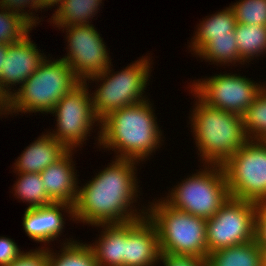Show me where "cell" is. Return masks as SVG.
Instances as JSON below:
<instances>
[{
	"instance_id": "1",
	"label": "cell",
	"mask_w": 266,
	"mask_h": 266,
	"mask_svg": "<svg viewBox=\"0 0 266 266\" xmlns=\"http://www.w3.org/2000/svg\"><path fill=\"white\" fill-rule=\"evenodd\" d=\"M136 163V160L116 158L92 180L78 188L73 205V221L75 219L97 226L129 223L146 216L145 209L138 213L130 206L135 203L139 192Z\"/></svg>"
},
{
	"instance_id": "2",
	"label": "cell",
	"mask_w": 266,
	"mask_h": 266,
	"mask_svg": "<svg viewBox=\"0 0 266 266\" xmlns=\"http://www.w3.org/2000/svg\"><path fill=\"white\" fill-rule=\"evenodd\" d=\"M150 101L112 111L100 121L98 142L112 148L117 159L143 161L160 147L161 130ZM155 117V118H154Z\"/></svg>"
},
{
	"instance_id": "3",
	"label": "cell",
	"mask_w": 266,
	"mask_h": 266,
	"mask_svg": "<svg viewBox=\"0 0 266 266\" xmlns=\"http://www.w3.org/2000/svg\"><path fill=\"white\" fill-rule=\"evenodd\" d=\"M191 115V127L199 154L207 165L222 166L248 141L242 116L211 107L199 98Z\"/></svg>"
},
{
	"instance_id": "4",
	"label": "cell",
	"mask_w": 266,
	"mask_h": 266,
	"mask_svg": "<svg viewBox=\"0 0 266 266\" xmlns=\"http://www.w3.org/2000/svg\"><path fill=\"white\" fill-rule=\"evenodd\" d=\"M81 81L69 64L62 60L45 59L38 69L5 102V114L50 113L57 102Z\"/></svg>"
},
{
	"instance_id": "5",
	"label": "cell",
	"mask_w": 266,
	"mask_h": 266,
	"mask_svg": "<svg viewBox=\"0 0 266 266\" xmlns=\"http://www.w3.org/2000/svg\"><path fill=\"white\" fill-rule=\"evenodd\" d=\"M149 207L146 217L157 229L161 254L207 259V219L175 209L164 200Z\"/></svg>"
},
{
	"instance_id": "6",
	"label": "cell",
	"mask_w": 266,
	"mask_h": 266,
	"mask_svg": "<svg viewBox=\"0 0 266 266\" xmlns=\"http://www.w3.org/2000/svg\"><path fill=\"white\" fill-rule=\"evenodd\" d=\"M147 57L142 56L120 72L112 73L109 67L84 81L103 82L99 84L101 86H98L96 92L91 94L92 107L100 121L112 111L147 100V97L145 99L143 96L151 74V62Z\"/></svg>"
},
{
	"instance_id": "7",
	"label": "cell",
	"mask_w": 266,
	"mask_h": 266,
	"mask_svg": "<svg viewBox=\"0 0 266 266\" xmlns=\"http://www.w3.org/2000/svg\"><path fill=\"white\" fill-rule=\"evenodd\" d=\"M230 197L222 166L205 165L204 170L176 185L164 201L175 209L209 219Z\"/></svg>"
},
{
	"instance_id": "8",
	"label": "cell",
	"mask_w": 266,
	"mask_h": 266,
	"mask_svg": "<svg viewBox=\"0 0 266 266\" xmlns=\"http://www.w3.org/2000/svg\"><path fill=\"white\" fill-rule=\"evenodd\" d=\"M231 198L266 203V143L249 140L223 165Z\"/></svg>"
},
{
	"instance_id": "9",
	"label": "cell",
	"mask_w": 266,
	"mask_h": 266,
	"mask_svg": "<svg viewBox=\"0 0 266 266\" xmlns=\"http://www.w3.org/2000/svg\"><path fill=\"white\" fill-rule=\"evenodd\" d=\"M257 203L235 198L206 221L207 256L217 250L256 239Z\"/></svg>"
},
{
	"instance_id": "10",
	"label": "cell",
	"mask_w": 266,
	"mask_h": 266,
	"mask_svg": "<svg viewBox=\"0 0 266 266\" xmlns=\"http://www.w3.org/2000/svg\"><path fill=\"white\" fill-rule=\"evenodd\" d=\"M86 82H80L70 92H67L54 106L51 114L55 113L57 128L53 133L54 139L63 144L68 150L83 145L95 122L100 120L95 116L91 94ZM92 126V127H91Z\"/></svg>"
},
{
	"instance_id": "11",
	"label": "cell",
	"mask_w": 266,
	"mask_h": 266,
	"mask_svg": "<svg viewBox=\"0 0 266 266\" xmlns=\"http://www.w3.org/2000/svg\"><path fill=\"white\" fill-rule=\"evenodd\" d=\"M191 87L195 98L206 105L242 116L264 85L255 84L246 76L225 73L198 80Z\"/></svg>"
},
{
	"instance_id": "12",
	"label": "cell",
	"mask_w": 266,
	"mask_h": 266,
	"mask_svg": "<svg viewBox=\"0 0 266 266\" xmlns=\"http://www.w3.org/2000/svg\"><path fill=\"white\" fill-rule=\"evenodd\" d=\"M65 29L69 50L67 56L61 59L69 64L81 82L112 66L104 41L92 24L73 25Z\"/></svg>"
},
{
	"instance_id": "13",
	"label": "cell",
	"mask_w": 266,
	"mask_h": 266,
	"mask_svg": "<svg viewBox=\"0 0 266 266\" xmlns=\"http://www.w3.org/2000/svg\"><path fill=\"white\" fill-rule=\"evenodd\" d=\"M40 53L29 34L8 44L0 73V96L6 102L13 94L11 86H20L38 69L46 55ZM17 83V84H16Z\"/></svg>"
},
{
	"instance_id": "14",
	"label": "cell",
	"mask_w": 266,
	"mask_h": 266,
	"mask_svg": "<svg viewBox=\"0 0 266 266\" xmlns=\"http://www.w3.org/2000/svg\"><path fill=\"white\" fill-rule=\"evenodd\" d=\"M160 256L157 229L146 216L125 223V266H154Z\"/></svg>"
},
{
	"instance_id": "15",
	"label": "cell",
	"mask_w": 266,
	"mask_h": 266,
	"mask_svg": "<svg viewBox=\"0 0 266 266\" xmlns=\"http://www.w3.org/2000/svg\"><path fill=\"white\" fill-rule=\"evenodd\" d=\"M62 210L73 217V205L52 203L43 207L25 209L23 227L29 238L45 244L54 241L62 233L65 221Z\"/></svg>"
},
{
	"instance_id": "16",
	"label": "cell",
	"mask_w": 266,
	"mask_h": 266,
	"mask_svg": "<svg viewBox=\"0 0 266 266\" xmlns=\"http://www.w3.org/2000/svg\"><path fill=\"white\" fill-rule=\"evenodd\" d=\"M72 153V150H68L40 173L48 198L53 203L74 205L76 202L80 186L77 185Z\"/></svg>"
},
{
	"instance_id": "17",
	"label": "cell",
	"mask_w": 266,
	"mask_h": 266,
	"mask_svg": "<svg viewBox=\"0 0 266 266\" xmlns=\"http://www.w3.org/2000/svg\"><path fill=\"white\" fill-rule=\"evenodd\" d=\"M68 149L50 134H43L24 149L15 164L17 173H41L60 159Z\"/></svg>"
},
{
	"instance_id": "18",
	"label": "cell",
	"mask_w": 266,
	"mask_h": 266,
	"mask_svg": "<svg viewBox=\"0 0 266 266\" xmlns=\"http://www.w3.org/2000/svg\"><path fill=\"white\" fill-rule=\"evenodd\" d=\"M104 228L96 244H91L97 266H125V223L97 225Z\"/></svg>"
},
{
	"instance_id": "19",
	"label": "cell",
	"mask_w": 266,
	"mask_h": 266,
	"mask_svg": "<svg viewBox=\"0 0 266 266\" xmlns=\"http://www.w3.org/2000/svg\"><path fill=\"white\" fill-rule=\"evenodd\" d=\"M236 25L235 14L230 6L208 16L199 24L190 51L193 50L197 55L214 37H235Z\"/></svg>"
},
{
	"instance_id": "20",
	"label": "cell",
	"mask_w": 266,
	"mask_h": 266,
	"mask_svg": "<svg viewBox=\"0 0 266 266\" xmlns=\"http://www.w3.org/2000/svg\"><path fill=\"white\" fill-rule=\"evenodd\" d=\"M208 266H265L264 252L257 240L209 253Z\"/></svg>"
},
{
	"instance_id": "21",
	"label": "cell",
	"mask_w": 266,
	"mask_h": 266,
	"mask_svg": "<svg viewBox=\"0 0 266 266\" xmlns=\"http://www.w3.org/2000/svg\"><path fill=\"white\" fill-rule=\"evenodd\" d=\"M102 0H62L51 17L56 27L64 28L73 25L90 24V18L98 12ZM53 18V19H52ZM53 20V21H52Z\"/></svg>"
},
{
	"instance_id": "22",
	"label": "cell",
	"mask_w": 266,
	"mask_h": 266,
	"mask_svg": "<svg viewBox=\"0 0 266 266\" xmlns=\"http://www.w3.org/2000/svg\"><path fill=\"white\" fill-rule=\"evenodd\" d=\"M234 35L244 63L266 53V26L237 23Z\"/></svg>"
},
{
	"instance_id": "23",
	"label": "cell",
	"mask_w": 266,
	"mask_h": 266,
	"mask_svg": "<svg viewBox=\"0 0 266 266\" xmlns=\"http://www.w3.org/2000/svg\"><path fill=\"white\" fill-rule=\"evenodd\" d=\"M47 248V266H97L94 252L90 244L71 240L63 244L61 254L52 253Z\"/></svg>"
},
{
	"instance_id": "24",
	"label": "cell",
	"mask_w": 266,
	"mask_h": 266,
	"mask_svg": "<svg viewBox=\"0 0 266 266\" xmlns=\"http://www.w3.org/2000/svg\"><path fill=\"white\" fill-rule=\"evenodd\" d=\"M17 174L19 178L14 184V196L29 202L28 208L43 207L53 203L48 198L40 173Z\"/></svg>"
},
{
	"instance_id": "25",
	"label": "cell",
	"mask_w": 266,
	"mask_h": 266,
	"mask_svg": "<svg viewBox=\"0 0 266 266\" xmlns=\"http://www.w3.org/2000/svg\"><path fill=\"white\" fill-rule=\"evenodd\" d=\"M244 130L249 140L266 139V87L257 94L242 115Z\"/></svg>"
},
{
	"instance_id": "26",
	"label": "cell",
	"mask_w": 266,
	"mask_h": 266,
	"mask_svg": "<svg viewBox=\"0 0 266 266\" xmlns=\"http://www.w3.org/2000/svg\"><path fill=\"white\" fill-rule=\"evenodd\" d=\"M200 58L214 63L228 64L239 62L244 65L240 58L235 37H214L198 54ZM243 62V63H242Z\"/></svg>"
},
{
	"instance_id": "27",
	"label": "cell",
	"mask_w": 266,
	"mask_h": 266,
	"mask_svg": "<svg viewBox=\"0 0 266 266\" xmlns=\"http://www.w3.org/2000/svg\"><path fill=\"white\" fill-rule=\"evenodd\" d=\"M32 28L19 14L0 7V43H16L29 34Z\"/></svg>"
},
{
	"instance_id": "28",
	"label": "cell",
	"mask_w": 266,
	"mask_h": 266,
	"mask_svg": "<svg viewBox=\"0 0 266 266\" xmlns=\"http://www.w3.org/2000/svg\"><path fill=\"white\" fill-rule=\"evenodd\" d=\"M230 7L237 23L266 26V0H240Z\"/></svg>"
},
{
	"instance_id": "29",
	"label": "cell",
	"mask_w": 266,
	"mask_h": 266,
	"mask_svg": "<svg viewBox=\"0 0 266 266\" xmlns=\"http://www.w3.org/2000/svg\"><path fill=\"white\" fill-rule=\"evenodd\" d=\"M0 7H3L12 13L19 14L23 19H25L32 27L36 26L39 22V17L36 18L34 13L24 12L25 7H31V9H35L37 11L40 9V0H0ZM37 9V10H36ZM23 10V12H22Z\"/></svg>"
},
{
	"instance_id": "30",
	"label": "cell",
	"mask_w": 266,
	"mask_h": 266,
	"mask_svg": "<svg viewBox=\"0 0 266 266\" xmlns=\"http://www.w3.org/2000/svg\"><path fill=\"white\" fill-rule=\"evenodd\" d=\"M42 248L24 252L19 258L7 266H47V247Z\"/></svg>"
},
{
	"instance_id": "31",
	"label": "cell",
	"mask_w": 266,
	"mask_h": 266,
	"mask_svg": "<svg viewBox=\"0 0 266 266\" xmlns=\"http://www.w3.org/2000/svg\"><path fill=\"white\" fill-rule=\"evenodd\" d=\"M16 244L10 238L0 237V266L9 265L24 253Z\"/></svg>"
},
{
	"instance_id": "32",
	"label": "cell",
	"mask_w": 266,
	"mask_h": 266,
	"mask_svg": "<svg viewBox=\"0 0 266 266\" xmlns=\"http://www.w3.org/2000/svg\"><path fill=\"white\" fill-rule=\"evenodd\" d=\"M164 266H208L207 260L196 256L161 254L159 262Z\"/></svg>"
},
{
	"instance_id": "33",
	"label": "cell",
	"mask_w": 266,
	"mask_h": 266,
	"mask_svg": "<svg viewBox=\"0 0 266 266\" xmlns=\"http://www.w3.org/2000/svg\"><path fill=\"white\" fill-rule=\"evenodd\" d=\"M256 240L263 252H266V203L257 204Z\"/></svg>"
},
{
	"instance_id": "34",
	"label": "cell",
	"mask_w": 266,
	"mask_h": 266,
	"mask_svg": "<svg viewBox=\"0 0 266 266\" xmlns=\"http://www.w3.org/2000/svg\"><path fill=\"white\" fill-rule=\"evenodd\" d=\"M62 2V0H40V10L44 8H51V6H57ZM55 4V5H54Z\"/></svg>"
},
{
	"instance_id": "35",
	"label": "cell",
	"mask_w": 266,
	"mask_h": 266,
	"mask_svg": "<svg viewBox=\"0 0 266 266\" xmlns=\"http://www.w3.org/2000/svg\"><path fill=\"white\" fill-rule=\"evenodd\" d=\"M6 51H7V45L0 43V73L6 56Z\"/></svg>"
},
{
	"instance_id": "36",
	"label": "cell",
	"mask_w": 266,
	"mask_h": 266,
	"mask_svg": "<svg viewBox=\"0 0 266 266\" xmlns=\"http://www.w3.org/2000/svg\"><path fill=\"white\" fill-rule=\"evenodd\" d=\"M4 113H5V101L0 96V114L5 115Z\"/></svg>"
},
{
	"instance_id": "37",
	"label": "cell",
	"mask_w": 266,
	"mask_h": 266,
	"mask_svg": "<svg viewBox=\"0 0 266 266\" xmlns=\"http://www.w3.org/2000/svg\"><path fill=\"white\" fill-rule=\"evenodd\" d=\"M264 262H265V266H266V252H264Z\"/></svg>"
}]
</instances>
